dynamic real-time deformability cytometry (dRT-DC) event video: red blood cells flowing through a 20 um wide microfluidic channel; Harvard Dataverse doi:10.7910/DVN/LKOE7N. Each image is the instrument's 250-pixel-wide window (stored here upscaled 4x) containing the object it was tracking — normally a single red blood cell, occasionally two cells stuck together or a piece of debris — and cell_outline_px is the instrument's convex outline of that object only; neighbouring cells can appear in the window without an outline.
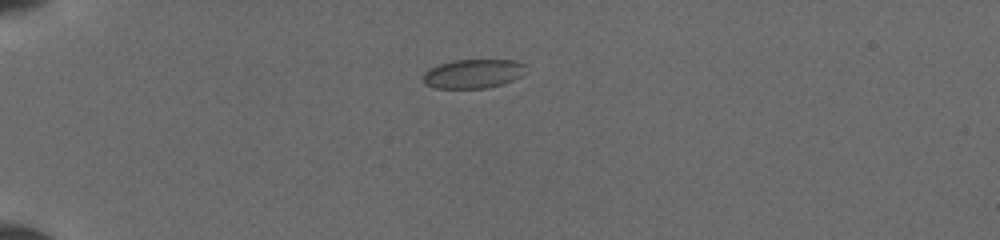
{"species": "common noctule bat (a hibernating species)", "species_latin": "Nyctalus noctula", "temperature_condition": "cold", "stored_images_in_passage": 6, "camera_frame_rate_fps": 3000, "um_per_image_px": 0.085, "animal": {"sex": "female", "body_mass_g": 19.5, "forearm_length_mm": 54.1}, "frame": {"image": 1, "passage_image": 1, "time_ms": 0.0, "image_size_px": [1000, 240], "cell_outline_px": [[528, 64], [520, 76], [504, 84], [484, 88], [436, 88], [424, 84], [424, 72], [428, 68], [452, 60], [516, 60]], "centroid_in_image_um": [40.22, 6.26], "position_along_channel_um": 44.8, "area_um2": 17.46}}
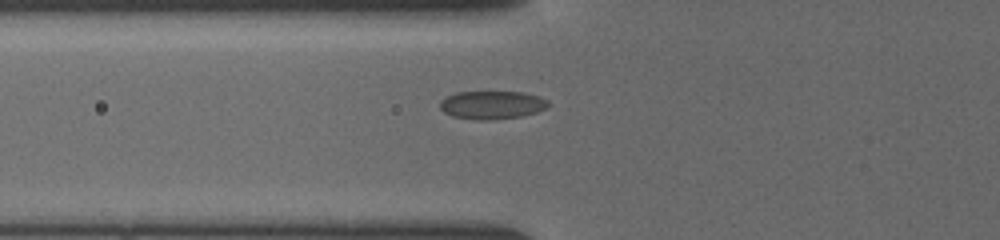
{"frame": {"image": 2, "passage_image": 5, "time_ms": 2.0, "image_size_px": [1000, 240], "cell_outline_px": [[548, 108], [536, 112], [520, 116], [488, 120], [476, 120], [452, 116], [444, 112], [440, 108], [440, 100], [456, 92], [524, 92], [548, 100]], "centroid_in_image_um": [41.8, 8.92], "position_along_channel_um": 84.0, "area_um2": 17.69}}